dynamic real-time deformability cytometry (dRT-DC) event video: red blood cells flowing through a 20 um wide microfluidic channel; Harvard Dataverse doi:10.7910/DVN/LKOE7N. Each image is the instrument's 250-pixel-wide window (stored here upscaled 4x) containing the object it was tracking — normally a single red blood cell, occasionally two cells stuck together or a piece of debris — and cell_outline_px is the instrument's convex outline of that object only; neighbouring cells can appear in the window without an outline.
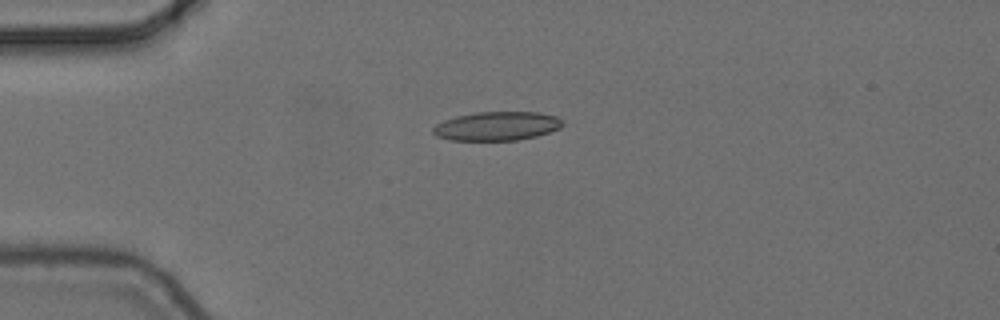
{"species": "common noctule bat (a hibernating species)", "species_latin": "Nyctalus noctula", "temperature_condition": "cold", "stored_images_in_passage": 7, "camera_frame_rate_fps": 3000, "um_per_image_px": 0.085, "animal": {"sex": "female", "body_mass_g": 24.6, "forearm_length_mm": 56.2}, "frame": {"image": 1, "passage_image": 4, "time_ms": 1.0, "image_size_px": [1000, 320], "cell_outline_px": [[564, 124], [560, 128], [536, 136], [516, 140], [448, 140], [436, 136], [432, 132], [432, 128], [436, 124], [444, 120], [456, 116], [476, 112], [540, 112], [556, 116], [564, 120]], "centroid_in_image_um": [42.23, 10.71], "position_along_channel_um": 42.8, "area_um2": 21.91}}
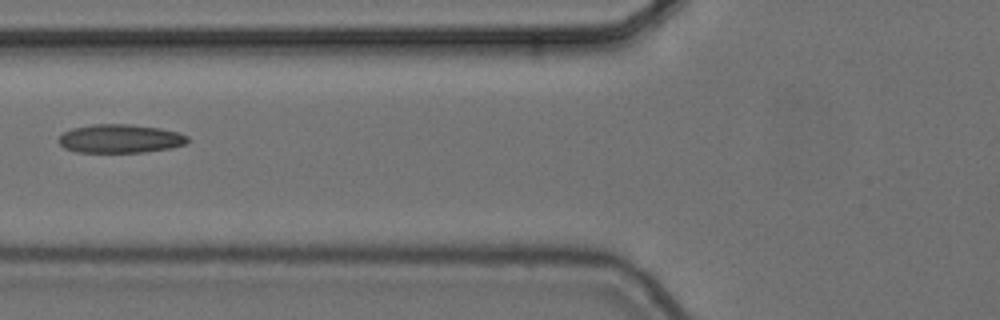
{"frame": {"image": 2, "passage_image": 6, "time_ms": 1.667, "image_size_px": [1000, 320], "cell_outline_px": [[188, 140], [184, 144], [168, 148], [144, 152], [76, 152], [64, 148], [56, 140], [64, 132], [72, 128], [92, 124], [132, 124], [160, 128], [176, 132], [188, 136]], "centroid_in_image_um": [10.16, 11.78], "position_along_channel_um": 115.6, "area_um2": 21.44}}
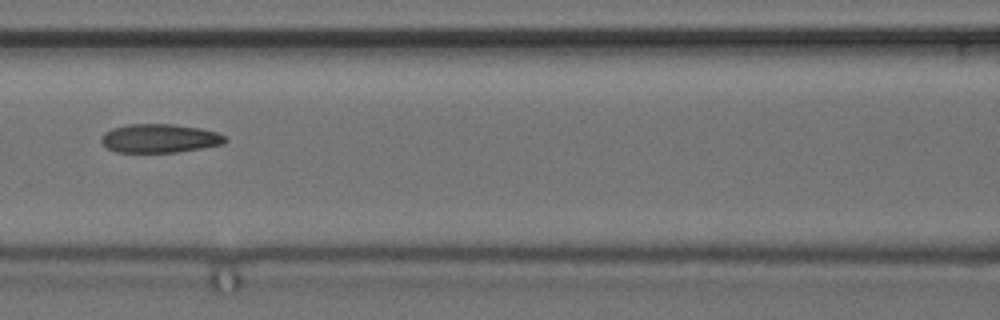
{"frame": {"image": 3, "passage_image": 7, "time_ms": 2.0, "image_size_px": [1000, 320], "cell_outline_px": [[228, 140], [224, 144], [204, 148], [176, 152], [116, 152], [108, 148], [100, 140], [104, 132], [112, 128], [128, 124], [172, 124], [200, 128], [216, 132], [228, 136]], "centroid_in_image_um": [13.61, 11.76], "position_along_channel_um": 153.0, "area_um2": 20.87}}